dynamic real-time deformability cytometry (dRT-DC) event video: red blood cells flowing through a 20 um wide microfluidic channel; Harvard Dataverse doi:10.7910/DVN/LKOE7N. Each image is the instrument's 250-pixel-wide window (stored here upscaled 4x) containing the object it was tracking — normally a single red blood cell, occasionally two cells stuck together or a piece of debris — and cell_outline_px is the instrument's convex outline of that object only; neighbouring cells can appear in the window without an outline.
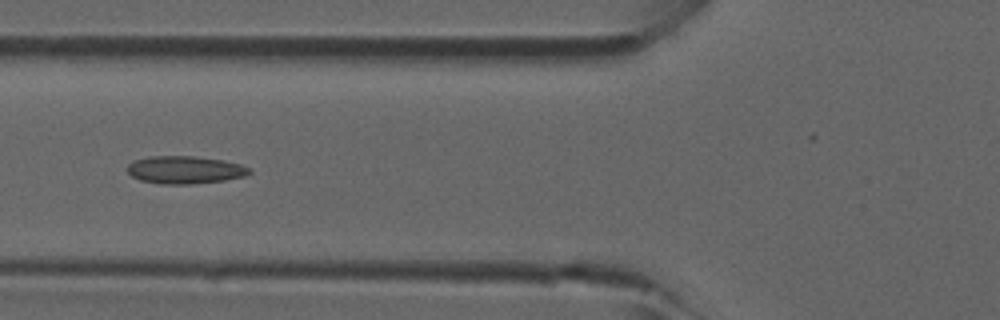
{"species": "common noctule bat (a hibernating species)", "species_latin": "Nyctalus noctula", "temperature_condition": "room temperature", "stored_images_in_passage": 39, "camera_frame_rate_fps": 3000, "um_per_image_px": 0.085, "animal": {"sex": "male", "forearm_length_mm": 52.5}, "frame": {"image": 1, "passage_image": 17, "time_ms": 5.333, "image_size_px": [1000, 320], "cell_outline_px": [[252, 172], [244, 176], [224, 180], [192, 184], [160, 184], [140, 180], [132, 176], [128, 172], [128, 164], [136, 160], [148, 156], [192, 156], [224, 160], [240, 164], [252, 168]], "centroid_in_image_um": [15.74, 14.44], "position_along_channel_um": 110.1, "area_um2": 19.71}}